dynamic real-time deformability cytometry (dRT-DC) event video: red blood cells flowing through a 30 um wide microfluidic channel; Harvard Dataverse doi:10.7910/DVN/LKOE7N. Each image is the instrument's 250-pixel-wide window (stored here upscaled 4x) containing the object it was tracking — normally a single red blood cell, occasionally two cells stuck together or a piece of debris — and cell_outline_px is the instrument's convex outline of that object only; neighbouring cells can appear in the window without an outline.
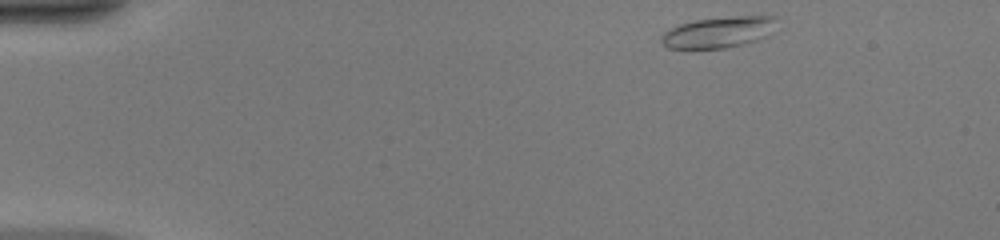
{"species": "common noctule bat (a hibernating species)", "species_latin": "Nyctalus noctula", "temperature_condition": "warm", "stored_images_in_passage": 44, "camera_frame_rate_fps": 3000, "um_per_image_px": 0.085, "animal": {"sex": "female", "body_mass_g": 20.0, "forearm_length_mm": 54.0}, "frame": {"image": 1, "passage_image": 1, "time_ms": 0.0, "image_size_px": [1000, 240], "cell_outline_px": [[776, 16], [764, 36], [756, 40], [724, 48], [668, 48], [660, 40], [660, 36], [664, 32], [680, 24], [696, 20], [736, 16]], "centroid_in_image_um": [60.96, 2.74], "position_along_channel_um": 24.0, "area_um2": 20.0}}
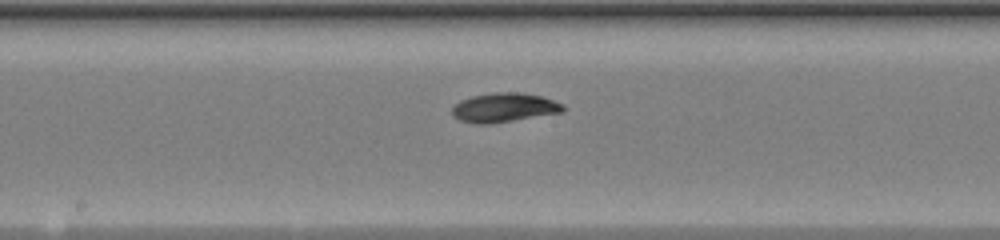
{"frame": {"image": 2, "passage_image": 21, "time_ms": 6.667, "image_size_px": [1000, 240], "cell_outline_px": [[564, 112], [488, 124], [476, 124], [460, 120], [452, 116], [452, 104], [460, 100], [472, 96], [496, 92], [520, 92], [540, 96], [564, 104]], "centroid_in_image_um": [42.81, 9.14], "position_along_channel_um": 205.4, "area_um2": 18.9}}
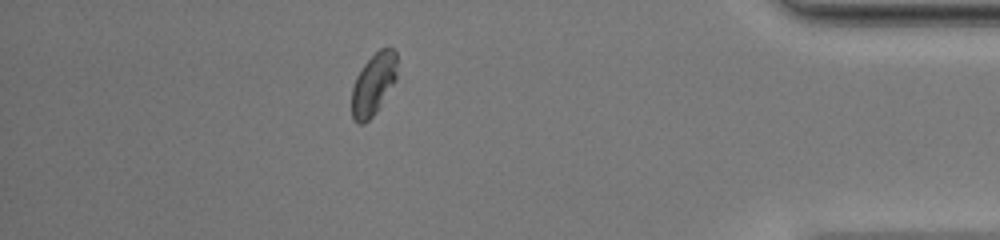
{"frame": {"image": 3, "passage_image": 38, "time_ms": 12.333, "image_size_px": [1000, 240], "cell_outline_px": [[396, 80], [376, 112], [364, 124], [356, 124], [352, 120], [352, 88], [356, 76], [364, 64], [380, 48], [392, 48], [396, 52]], "centroid_in_image_um": [31.72, 7.19], "position_along_channel_um": 403.5, "area_um2": 16.3}, "authors_computed_cell_mechanics": {"area_um2": 18.3226, "velocity_mm_per_s": 4.1431, "shape_relaxation_time_tau1_ms": 2.7941, "shape_relaxation_time_tau2_ms": 6.4364, "deformation_change_tau1": 0.1276, "deformation_change_tau2": 0.086}}